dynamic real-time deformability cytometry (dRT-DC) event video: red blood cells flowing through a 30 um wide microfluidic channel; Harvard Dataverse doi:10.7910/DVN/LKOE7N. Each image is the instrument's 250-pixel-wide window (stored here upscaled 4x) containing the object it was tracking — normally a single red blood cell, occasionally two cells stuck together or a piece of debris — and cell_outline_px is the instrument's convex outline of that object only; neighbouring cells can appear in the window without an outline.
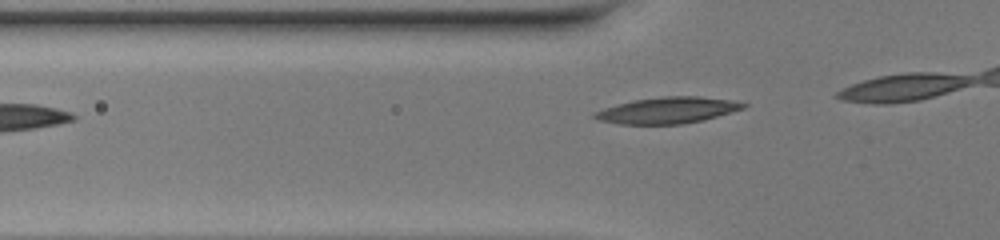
{"species": "common noctule bat (a hibernating species)", "species_latin": "Nyctalus noctula", "temperature_condition": "warm", "stored_images_in_passage": 8, "camera_frame_rate_fps": 3000, "um_per_image_px": 0.085, "animal": {"sex": "female", "body_mass_g": 20.0, "forearm_length_mm": 54.0}, "frame": {"image": 1, "passage_image": 3, "time_ms": 0.667, "image_size_px": [1000, 240], "cell_outline_px": [[748, 104], [744, 108], [704, 120], [684, 124], [620, 124], [600, 120], [592, 116], [592, 112], [604, 108], [632, 100], [664, 96], [700, 96], [732, 100]], "centroid_in_image_um": [56.74, 9.37], "position_along_channel_um": 69.1, "area_um2": 22.77}}
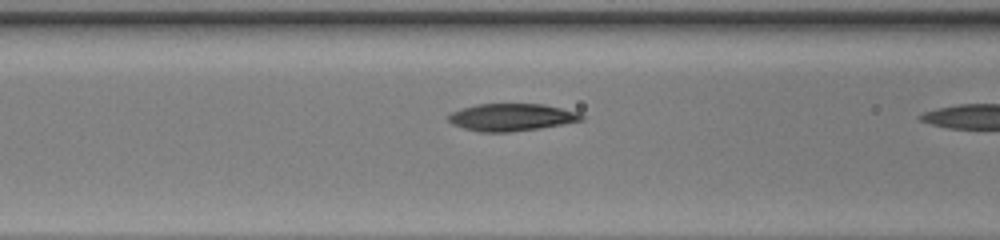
{"frame": {"image": 2, "passage_image": 7, "time_ms": 2.0, "image_size_px": [1000, 240], "cell_outline_px": [[584, 120], [564, 124], [540, 128], [508, 132], [480, 132], [464, 128], [452, 124], [448, 120], [448, 116], [452, 112], [460, 108], [476, 104], [544, 104], [580, 112], [584, 116]], "centroid_in_image_um": [43.5, 9.96], "position_along_channel_um": 123.1, "area_um2": 21.33}}